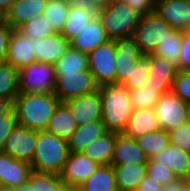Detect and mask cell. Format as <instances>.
<instances>
[{"label":"cell","mask_w":190,"mask_h":191,"mask_svg":"<svg viewBox=\"0 0 190 191\" xmlns=\"http://www.w3.org/2000/svg\"><path fill=\"white\" fill-rule=\"evenodd\" d=\"M60 102L53 92L19 93L13 101L17 124L31 130H45Z\"/></svg>","instance_id":"obj_1"},{"label":"cell","mask_w":190,"mask_h":191,"mask_svg":"<svg viewBox=\"0 0 190 191\" xmlns=\"http://www.w3.org/2000/svg\"><path fill=\"white\" fill-rule=\"evenodd\" d=\"M101 95V121L108 131L123 133L134 111L130 91L122 85L99 86Z\"/></svg>","instance_id":"obj_2"},{"label":"cell","mask_w":190,"mask_h":191,"mask_svg":"<svg viewBox=\"0 0 190 191\" xmlns=\"http://www.w3.org/2000/svg\"><path fill=\"white\" fill-rule=\"evenodd\" d=\"M70 151L65 139L45 130L38 131L31 166L34 171L60 175Z\"/></svg>","instance_id":"obj_3"},{"label":"cell","mask_w":190,"mask_h":191,"mask_svg":"<svg viewBox=\"0 0 190 191\" xmlns=\"http://www.w3.org/2000/svg\"><path fill=\"white\" fill-rule=\"evenodd\" d=\"M97 16L111 40L133 36L140 19V15L121 0H113L97 11Z\"/></svg>","instance_id":"obj_4"},{"label":"cell","mask_w":190,"mask_h":191,"mask_svg":"<svg viewBox=\"0 0 190 191\" xmlns=\"http://www.w3.org/2000/svg\"><path fill=\"white\" fill-rule=\"evenodd\" d=\"M176 30L155 12L140 16L133 37L142 54H152Z\"/></svg>","instance_id":"obj_5"},{"label":"cell","mask_w":190,"mask_h":191,"mask_svg":"<svg viewBox=\"0 0 190 191\" xmlns=\"http://www.w3.org/2000/svg\"><path fill=\"white\" fill-rule=\"evenodd\" d=\"M55 84L54 64L35 61L19 70L20 93L53 92Z\"/></svg>","instance_id":"obj_6"},{"label":"cell","mask_w":190,"mask_h":191,"mask_svg":"<svg viewBox=\"0 0 190 191\" xmlns=\"http://www.w3.org/2000/svg\"><path fill=\"white\" fill-rule=\"evenodd\" d=\"M116 52L114 40H110L87 55L89 71L98 86L116 84Z\"/></svg>","instance_id":"obj_7"},{"label":"cell","mask_w":190,"mask_h":191,"mask_svg":"<svg viewBox=\"0 0 190 191\" xmlns=\"http://www.w3.org/2000/svg\"><path fill=\"white\" fill-rule=\"evenodd\" d=\"M98 88L99 86L96 84L91 72L82 71L56 75V84L53 93L61 102H64L71 98L92 93L98 90Z\"/></svg>","instance_id":"obj_8"},{"label":"cell","mask_w":190,"mask_h":191,"mask_svg":"<svg viewBox=\"0 0 190 191\" xmlns=\"http://www.w3.org/2000/svg\"><path fill=\"white\" fill-rule=\"evenodd\" d=\"M154 109L160 128L168 133L188 121L187 103L172 91L162 94Z\"/></svg>","instance_id":"obj_9"},{"label":"cell","mask_w":190,"mask_h":191,"mask_svg":"<svg viewBox=\"0 0 190 191\" xmlns=\"http://www.w3.org/2000/svg\"><path fill=\"white\" fill-rule=\"evenodd\" d=\"M37 138L38 131L16 124L8 135L2 152L31 164Z\"/></svg>","instance_id":"obj_10"},{"label":"cell","mask_w":190,"mask_h":191,"mask_svg":"<svg viewBox=\"0 0 190 191\" xmlns=\"http://www.w3.org/2000/svg\"><path fill=\"white\" fill-rule=\"evenodd\" d=\"M99 165L82 152H70L59 176L66 186L78 188Z\"/></svg>","instance_id":"obj_11"},{"label":"cell","mask_w":190,"mask_h":191,"mask_svg":"<svg viewBox=\"0 0 190 191\" xmlns=\"http://www.w3.org/2000/svg\"><path fill=\"white\" fill-rule=\"evenodd\" d=\"M116 52V84L125 82L133 69L137 66L138 59L142 55L134 37H122L113 39Z\"/></svg>","instance_id":"obj_12"},{"label":"cell","mask_w":190,"mask_h":191,"mask_svg":"<svg viewBox=\"0 0 190 191\" xmlns=\"http://www.w3.org/2000/svg\"><path fill=\"white\" fill-rule=\"evenodd\" d=\"M78 126L101 120V95L98 90L64 101Z\"/></svg>","instance_id":"obj_13"},{"label":"cell","mask_w":190,"mask_h":191,"mask_svg":"<svg viewBox=\"0 0 190 191\" xmlns=\"http://www.w3.org/2000/svg\"><path fill=\"white\" fill-rule=\"evenodd\" d=\"M35 61L36 56L32 38L27 37L18 29H13L8 41V52L5 62L20 70Z\"/></svg>","instance_id":"obj_14"},{"label":"cell","mask_w":190,"mask_h":191,"mask_svg":"<svg viewBox=\"0 0 190 191\" xmlns=\"http://www.w3.org/2000/svg\"><path fill=\"white\" fill-rule=\"evenodd\" d=\"M155 13L173 29L184 32L190 25V0H156Z\"/></svg>","instance_id":"obj_15"},{"label":"cell","mask_w":190,"mask_h":191,"mask_svg":"<svg viewBox=\"0 0 190 191\" xmlns=\"http://www.w3.org/2000/svg\"><path fill=\"white\" fill-rule=\"evenodd\" d=\"M32 171L30 163L0 151V184L19 188L28 182Z\"/></svg>","instance_id":"obj_16"},{"label":"cell","mask_w":190,"mask_h":191,"mask_svg":"<svg viewBox=\"0 0 190 191\" xmlns=\"http://www.w3.org/2000/svg\"><path fill=\"white\" fill-rule=\"evenodd\" d=\"M177 67L161 56L151 54L150 78L146 87L160 96L170 92L177 73Z\"/></svg>","instance_id":"obj_17"},{"label":"cell","mask_w":190,"mask_h":191,"mask_svg":"<svg viewBox=\"0 0 190 191\" xmlns=\"http://www.w3.org/2000/svg\"><path fill=\"white\" fill-rule=\"evenodd\" d=\"M36 61L55 64L69 50L71 43L60 33L43 39L33 38Z\"/></svg>","instance_id":"obj_18"},{"label":"cell","mask_w":190,"mask_h":191,"mask_svg":"<svg viewBox=\"0 0 190 191\" xmlns=\"http://www.w3.org/2000/svg\"><path fill=\"white\" fill-rule=\"evenodd\" d=\"M110 40L100 19L96 16L70 43L72 47L88 55Z\"/></svg>","instance_id":"obj_19"},{"label":"cell","mask_w":190,"mask_h":191,"mask_svg":"<svg viewBox=\"0 0 190 191\" xmlns=\"http://www.w3.org/2000/svg\"><path fill=\"white\" fill-rule=\"evenodd\" d=\"M148 158L134 138L116 133L114 155L111 165L147 163Z\"/></svg>","instance_id":"obj_20"},{"label":"cell","mask_w":190,"mask_h":191,"mask_svg":"<svg viewBox=\"0 0 190 191\" xmlns=\"http://www.w3.org/2000/svg\"><path fill=\"white\" fill-rule=\"evenodd\" d=\"M48 0H15L8 13V23L18 29L28 20L44 13Z\"/></svg>","instance_id":"obj_21"},{"label":"cell","mask_w":190,"mask_h":191,"mask_svg":"<svg viewBox=\"0 0 190 191\" xmlns=\"http://www.w3.org/2000/svg\"><path fill=\"white\" fill-rule=\"evenodd\" d=\"M152 159L168 166L177 177L190 178V153L181 150L179 147L170 144L168 148L163 149Z\"/></svg>","instance_id":"obj_22"},{"label":"cell","mask_w":190,"mask_h":191,"mask_svg":"<svg viewBox=\"0 0 190 191\" xmlns=\"http://www.w3.org/2000/svg\"><path fill=\"white\" fill-rule=\"evenodd\" d=\"M97 16V12L84 3L71 4L68 19L60 33L65 39L73 40L80 31Z\"/></svg>","instance_id":"obj_23"},{"label":"cell","mask_w":190,"mask_h":191,"mask_svg":"<svg viewBox=\"0 0 190 191\" xmlns=\"http://www.w3.org/2000/svg\"><path fill=\"white\" fill-rule=\"evenodd\" d=\"M160 129L155 109H135L123 132L126 136L136 138Z\"/></svg>","instance_id":"obj_24"},{"label":"cell","mask_w":190,"mask_h":191,"mask_svg":"<svg viewBox=\"0 0 190 191\" xmlns=\"http://www.w3.org/2000/svg\"><path fill=\"white\" fill-rule=\"evenodd\" d=\"M107 132L108 130L101 120L94 122L90 121L80 125L67 140L69 151L82 152L89 143Z\"/></svg>","instance_id":"obj_25"},{"label":"cell","mask_w":190,"mask_h":191,"mask_svg":"<svg viewBox=\"0 0 190 191\" xmlns=\"http://www.w3.org/2000/svg\"><path fill=\"white\" fill-rule=\"evenodd\" d=\"M77 121L64 102H60L50 118L45 131L68 140L77 129Z\"/></svg>","instance_id":"obj_26"},{"label":"cell","mask_w":190,"mask_h":191,"mask_svg":"<svg viewBox=\"0 0 190 191\" xmlns=\"http://www.w3.org/2000/svg\"><path fill=\"white\" fill-rule=\"evenodd\" d=\"M116 132L108 131L89 143L82 153L100 165L111 164L114 155Z\"/></svg>","instance_id":"obj_27"},{"label":"cell","mask_w":190,"mask_h":191,"mask_svg":"<svg viewBox=\"0 0 190 191\" xmlns=\"http://www.w3.org/2000/svg\"><path fill=\"white\" fill-rule=\"evenodd\" d=\"M118 191H129L138 187V184L147 175V164L113 165Z\"/></svg>","instance_id":"obj_28"},{"label":"cell","mask_w":190,"mask_h":191,"mask_svg":"<svg viewBox=\"0 0 190 191\" xmlns=\"http://www.w3.org/2000/svg\"><path fill=\"white\" fill-rule=\"evenodd\" d=\"M78 188L81 191H118L113 165H99Z\"/></svg>","instance_id":"obj_29"},{"label":"cell","mask_w":190,"mask_h":191,"mask_svg":"<svg viewBox=\"0 0 190 191\" xmlns=\"http://www.w3.org/2000/svg\"><path fill=\"white\" fill-rule=\"evenodd\" d=\"M55 75L89 71L87 54L70 46L69 50L55 64Z\"/></svg>","instance_id":"obj_30"},{"label":"cell","mask_w":190,"mask_h":191,"mask_svg":"<svg viewBox=\"0 0 190 191\" xmlns=\"http://www.w3.org/2000/svg\"><path fill=\"white\" fill-rule=\"evenodd\" d=\"M134 139L148 159L159 154L171 144L169 133L161 128Z\"/></svg>","instance_id":"obj_31"},{"label":"cell","mask_w":190,"mask_h":191,"mask_svg":"<svg viewBox=\"0 0 190 191\" xmlns=\"http://www.w3.org/2000/svg\"><path fill=\"white\" fill-rule=\"evenodd\" d=\"M19 93V70L5 61L1 62L0 97L10 99L13 102Z\"/></svg>","instance_id":"obj_32"},{"label":"cell","mask_w":190,"mask_h":191,"mask_svg":"<svg viewBox=\"0 0 190 191\" xmlns=\"http://www.w3.org/2000/svg\"><path fill=\"white\" fill-rule=\"evenodd\" d=\"M70 6L66 0H48L43 14L56 33L62 32Z\"/></svg>","instance_id":"obj_33"},{"label":"cell","mask_w":190,"mask_h":191,"mask_svg":"<svg viewBox=\"0 0 190 191\" xmlns=\"http://www.w3.org/2000/svg\"><path fill=\"white\" fill-rule=\"evenodd\" d=\"M151 54H142L136 67H133L129 78L121 85L129 91L146 87L150 78Z\"/></svg>","instance_id":"obj_34"},{"label":"cell","mask_w":190,"mask_h":191,"mask_svg":"<svg viewBox=\"0 0 190 191\" xmlns=\"http://www.w3.org/2000/svg\"><path fill=\"white\" fill-rule=\"evenodd\" d=\"M27 184L32 191H61L66 186L59 175L34 170L30 173Z\"/></svg>","instance_id":"obj_35"},{"label":"cell","mask_w":190,"mask_h":191,"mask_svg":"<svg viewBox=\"0 0 190 191\" xmlns=\"http://www.w3.org/2000/svg\"><path fill=\"white\" fill-rule=\"evenodd\" d=\"M182 44V31H175L169 38L157 46L154 55L164 57L178 68Z\"/></svg>","instance_id":"obj_36"},{"label":"cell","mask_w":190,"mask_h":191,"mask_svg":"<svg viewBox=\"0 0 190 191\" xmlns=\"http://www.w3.org/2000/svg\"><path fill=\"white\" fill-rule=\"evenodd\" d=\"M18 30L30 38L43 39L51 35L56 34L52 26L47 21L44 14L34 17L33 19L28 20Z\"/></svg>","instance_id":"obj_37"},{"label":"cell","mask_w":190,"mask_h":191,"mask_svg":"<svg viewBox=\"0 0 190 191\" xmlns=\"http://www.w3.org/2000/svg\"><path fill=\"white\" fill-rule=\"evenodd\" d=\"M160 95L151 88L143 87L130 91V100L135 109H154L158 103Z\"/></svg>","instance_id":"obj_38"},{"label":"cell","mask_w":190,"mask_h":191,"mask_svg":"<svg viewBox=\"0 0 190 191\" xmlns=\"http://www.w3.org/2000/svg\"><path fill=\"white\" fill-rule=\"evenodd\" d=\"M147 175L153 178L160 185H166L177 178L172 169L164 164L154 161L152 158L147 161Z\"/></svg>","instance_id":"obj_39"},{"label":"cell","mask_w":190,"mask_h":191,"mask_svg":"<svg viewBox=\"0 0 190 191\" xmlns=\"http://www.w3.org/2000/svg\"><path fill=\"white\" fill-rule=\"evenodd\" d=\"M171 91L185 103L190 102V72L177 71Z\"/></svg>","instance_id":"obj_40"},{"label":"cell","mask_w":190,"mask_h":191,"mask_svg":"<svg viewBox=\"0 0 190 191\" xmlns=\"http://www.w3.org/2000/svg\"><path fill=\"white\" fill-rule=\"evenodd\" d=\"M172 145L190 153V122L180 125L169 132Z\"/></svg>","instance_id":"obj_41"},{"label":"cell","mask_w":190,"mask_h":191,"mask_svg":"<svg viewBox=\"0 0 190 191\" xmlns=\"http://www.w3.org/2000/svg\"><path fill=\"white\" fill-rule=\"evenodd\" d=\"M16 124L17 118L14 108H12L7 114L0 116V151L3 150L7 137Z\"/></svg>","instance_id":"obj_42"},{"label":"cell","mask_w":190,"mask_h":191,"mask_svg":"<svg viewBox=\"0 0 190 191\" xmlns=\"http://www.w3.org/2000/svg\"><path fill=\"white\" fill-rule=\"evenodd\" d=\"M177 70L190 72V36L184 32H182L181 52Z\"/></svg>","instance_id":"obj_43"},{"label":"cell","mask_w":190,"mask_h":191,"mask_svg":"<svg viewBox=\"0 0 190 191\" xmlns=\"http://www.w3.org/2000/svg\"><path fill=\"white\" fill-rule=\"evenodd\" d=\"M129 5L137 14L144 16L155 12V0H121Z\"/></svg>","instance_id":"obj_44"},{"label":"cell","mask_w":190,"mask_h":191,"mask_svg":"<svg viewBox=\"0 0 190 191\" xmlns=\"http://www.w3.org/2000/svg\"><path fill=\"white\" fill-rule=\"evenodd\" d=\"M13 28L9 25L0 26V61L4 62L8 52V41Z\"/></svg>","instance_id":"obj_45"},{"label":"cell","mask_w":190,"mask_h":191,"mask_svg":"<svg viewBox=\"0 0 190 191\" xmlns=\"http://www.w3.org/2000/svg\"><path fill=\"white\" fill-rule=\"evenodd\" d=\"M162 185L157 183L153 178L146 175L144 179L138 184L137 188L129 191H161Z\"/></svg>","instance_id":"obj_46"},{"label":"cell","mask_w":190,"mask_h":191,"mask_svg":"<svg viewBox=\"0 0 190 191\" xmlns=\"http://www.w3.org/2000/svg\"><path fill=\"white\" fill-rule=\"evenodd\" d=\"M185 178L177 177L166 185H162L161 191H182Z\"/></svg>","instance_id":"obj_47"},{"label":"cell","mask_w":190,"mask_h":191,"mask_svg":"<svg viewBox=\"0 0 190 191\" xmlns=\"http://www.w3.org/2000/svg\"><path fill=\"white\" fill-rule=\"evenodd\" d=\"M112 1L113 0H83V3L97 12L106 8Z\"/></svg>","instance_id":"obj_48"},{"label":"cell","mask_w":190,"mask_h":191,"mask_svg":"<svg viewBox=\"0 0 190 191\" xmlns=\"http://www.w3.org/2000/svg\"><path fill=\"white\" fill-rule=\"evenodd\" d=\"M13 108V102L10 99L0 97V116L7 114Z\"/></svg>","instance_id":"obj_49"},{"label":"cell","mask_w":190,"mask_h":191,"mask_svg":"<svg viewBox=\"0 0 190 191\" xmlns=\"http://www.w3.org/2000/svg\"><path fill=\"white\" fill-rule=\"evenodd\" d=\"M1 25H9V23L7 10L0 7V26Z\"/></svg>","instance_id":"obj_50"},{"label":"cell","mask_w":190,"mask_h":191,"mask_svg":"<svg viewBox=\"0 0 190 191\" xmlns=\"http://www.w3.org/2000/svg\"><path fill=\"white\" fill-rule=\"evenodd\" d=\"M14 2L15 0H0V7L8 11Z\"/></svg>","instance_id":"obj_51"},{"label":"cell","mask_w":190,"mask_h":191,"mask_svg":"<svg viewBox=\"0 0 190 191\" xmlns=\"http://www.w3.org/2000/svg\"><path fill=\"white\" fill-rule=\"evenodd\" d=\"M0 191H18V188L0 184Z\"/></svg>","instance_id":"obj_52"},{"label":"cell","mask_w":190,"mask_h":191,"mask_svg":"<svg viewBox=\"0 0 190 191\" xmlns=\"http://www.w3.org/2000/svg\"><path fill=\"white\" fill-rule=\"evenodd\" d=\"M182 191H190V178L184 180Z\"/></svg>","instance_id":"obj_53"},{"label":"cell","mask_w":190,"mask_h":191,"mask_svg":"<svg viewBox=\"0 0 190 191\" xmlns=\"http://www.w3.org/2000/svg\"><path fill=\"white\" fill-rule=\"evenodd\" d=\"M18 191H32L31 187L26 183L25 185L18 188Z\"/></svg>","instance_id":"obj_54"},{"label":"cell","mask_w":190,"mask_h":191,"mask_svg":"<svg viewBox=\"0 0 190 191\" xmlns=\"http://www.w3.org/2000/svg\"><path fill=\"white\" fill-rule=\"evenodd\" d=\"M187 119L190 122V102L187 103Z\"/></svg>","instance_id":"obj_55"},{"label":"cell","mask_w":190,"mask_h":191,"mask_svg":"<svg viewBox=\"0 0 190 191\" xmlns=\"http://www.w3.org/2000/svg\"><path fill=\"white\" fill-rule=\"evenodd\" d=\"M71 4L83 3V0H66Z\"/></svg>","instance_id":"obj_56"},{"label":"cell","mask_w":190,"mask_h":191,"mask_svg":"<svg viewBox=\"0 0 190 191\" xmlns=\"http://www.w3.org/2000/svg\"><path fill=\"white\" fill-rule=\"evenodd\" d=\"M185 34L190 36V25L187 27V29L184 31Z\"/></svg>","instance_id":"obj_57"},{"label":"cell","mask_w":190,"mask_h":191,"mask_svg":"<svg viewBox=\"0 0 190 191\" xmlns=\"http://www.w3.org/2000/svg\"><path fill=\"white\" fill-rule=\"evenodd\" d=\"M68 191H81L79 188H71L68 186Z\"/></svg>","instance_id":"obj_58"},{"label":"cell","mask_w":190,"mask_h":191,"mask_svg":"<svg viewBox=\"0 0 190 191\" xmlns=\"http://www.w3.org/2000/svg\"><path fill=\"white\" fill-rule=\"evenodd\" d=\"M61 191H68V186H65Z\"/></svg>","instance_id":"obj_59"}]
</instances>
